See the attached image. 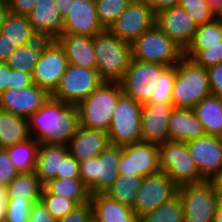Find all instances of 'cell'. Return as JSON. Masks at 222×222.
<instances>
[{"label": "cell", "mask_w": 222, "mask_h": 222, "mask_svg": "<svg viewBox=\"0 0 222 222\" xmlns=\"http://www.w3.org/2000/svg\"><path fill=\"white\" fill-rule=\"evenodd\" d=\"M158 147L160 171L166 173L178 186L206 180L191 157L187 142L168 139Z\"/></svg>", "instance_id": "7"}, {"label": "cell", "mask_w": 222, "mask_h": 222, "mask_svg": "<svg viewBox=\"0 0 222 222\" xmlns=\"http://www.w3.org/2000/svg\"><path fill=\"white\" fill-rule=\"evenodd\" d=\"M102 81L96 69L69 64L51 97L67 104L78 105Z\"/></svg>", "instance_id": "11"}, {"label": "cell", "mask_w": 222, "mask_h": 222, "mask_svg": "<svg viewBox=\"0 0 222 222\" xmlns=\"http://www.w3.org/2000/svg\"><path fill=\"white\" fill-rule=\"evenodd\" d=\"M30 137L40 144H68L80 126L77 105L50 98L27 118Z\"/></svg>", "instance_id": "1"}, {"label": "cell", "mask_w": 222, "mask_h": 222, "mask_svg": "<svg viewBox=\"0 0 222 222\" xmlns=\"http://www.w3.org/2000/svg\"><path fill=\"white\" fill-rule=\"evenodd\" d=\"M207 70L185 56L177 63L176 78L172 90L175 108H189L211 95Z\"/></svg>", "instance_id": "4"}, {"label": "cell", "mask_w": 222, "mask_h": 222, "mask_svg": "<svg viewBox=\"0 0 222 222\" xmlns=\"http://www.w3.org/2000/svg\"><path fill=\"white\" fill-rule=\"evenodd\" d=\"M50 193L73 200L77 205L90 201L91 194L80 178H54L43 185Z\"/></svg>", "instance_id": "31"}, {"label": "cell", "mask_w": 222, "mask_h": 222, "mask_svg": "<svg viewBox=\"0 0 222 222\" xmlns=\"http://www.w3.org/2000/svg\"><path fill=\"white\" fill-rule=\"evenodd\" d=\"M183 205L177 194L153 211L140 217V222H184Z\"/></svg>", "instance_id": "36"}, {"label": "cell", "mask_w": 222, "mask_h": 222, "mask_svg": "<svg viewBox=\"0 0 222 222\" xmlns=\"http://www.w3.org/2000/svg\"><path fill=\"white\" fill-rule=\"evenodd\" d=\"M193 110L207 135L220 136L222 133V98L211 94L197 103Z\"/></svg>", "instance_id": "28"}, {"label": "cell", "mask_w": 222, "mask_h": 222, "mask_svg": "<svg viewBox=\"0 0 222 222\" xmlns=\"http://www.w3.org/2000/svg\"><path fill=\"white\" fill-rule=\"evenodd\" d=\"M172 103H146L141 109V141L161 145L169 139L168 120Z\"/></svg>", "instance_id": "18"}, {"label": "cell", "mask_w": 222, "mask_h": 222, "mask_svg": "<svg viewBox=\"0 0 222 222\" xmlns=\"http://www.w3.org/2000/svg\"><path fill=\"white\" fill-rule=\"evenodd\" d=\"M200 174L210 180L222 168V143L219 136L205 135L187 142Z\"/></svg>", "instance_id": "19"}, {"label": "cell", "mask_w": 222, "mask_h": 222, "mask_svg": "<svg viewBox=\"0 0 222 222\" xmlns=\"http://www.w3.org/2000/svg\"><path fill=\"white\" fill-rule=\"evenodd\" d=\"M97 65L103 81L120 82L132 59L131 44L119 39L108 29L92 37Z\"/></svg>", "instance_id": "3"}, {"label": "cell", "mask_w": 222, "mask_h": 222, "mask_svg": "<svg viewBox=\"0 0 222 222\" xmlns=\"http://www.w3.org/2000/svg\"><path fill=\"white\" fill-rule=\"evenodd\" d=\"M122 93L120 82L102 81L77 105L80 126L108 133L117 99Z\"/></svg>", "instance_id": "2"}, {"label": "cell", "mask_w": 222, "mask_h": 222, "mask_svg": "<svg viewBox=\"0 0 222 222\" xmlns=\"http://www.w3.org/2000/svg\"><path fill=\"white\" fill-rule=\"evenodd\" d=\"M16 48L15 43L5 38V34L0 32V62L6 63Z\"/></svg>", "instance_id": "50"}, {"label": "cell", "mask_w": 222, "mask_h": 222, "mask_svg": "<svg viewBox=\"0 0 222 222\" xmlns=\"http://www.w3.org/2000/svg\"><path fill=\"white\" fill-rule=\"evenodd\" d=\"M19 174L6 148H0V185H7Z\"/></svg>", "instance_id": "43"}, {"label": "cell", "mask_w": 222, "mask_h": 222, "mask_svg": "<svg viewBox=\"0 0 222 222\" xmlns=\"http://www.w3.org/2000/svg\"><path fill=\"white\" fill-rule=\"evenodd\" d=\"M93 218L91 202L77 205L65 217L57 219L56 222H90Z\"/></svg>", "instance_id": "44"}, {"label": "cell", "mask_w": 222, "mask_h": 222, "mask_svg": "<svg viewBox=\"0 0 222 222\" xmlns=\"http://www.w3.org/2000/svg\"><path fill=\"white\" fill-rule=\"evenodd\" d=\"M143 178L139 176L119 175L105 194L111 199L133 208Z\"/></svg>", "instance_id": "35"}, {"label": "cell", "mask_w": 222, "mask_h": 222, "mask_svg": "<svg viewBox=\"0 0 222 222\" xmlns=\"http://www.w3.org/2000/svg\"><path fill=\"white\" fill-rule=\"evenodd\" d=\"M30 138L27 118L0 109V148H8Z\"/></svg>", "instance_id": "27"}, {"label": "cell", "mask_w": 222, "mask_h": 222, "mask_svg": "<svg viewBox=\"0 0 222 222\" xmlns=\"http://www.w3.org/2000/svg\"><path fill=\"white\" fill-rule=\"evenodd\" d=\"M32 30L39 36L57 39L63 31V18L58 13L54 0H36L27 15Z\"/></svg>", "instance_id": "21"}, {"label": "cell", "mask_w": 222, "mask_h": 222, "mask_svg": "<svg viewBox=\"0 0 222 222\" xmlns=\"http://www.w3.org/2000/svg\"><path fill=\"white\" fill-rule=\"evenodd\" d=\"M207 2L216 14L222 9V0H207Z\"/></svg>", "instance_id": "57"}, {"label": "cell", "mask_w": 222, "mask_h": 222, "mask_svg": "<svg viewBox=\"0 0 222 222\" xmlns=\"http://www.w3.org/2000/svg\"><path fill=\"white\" fill-rule=\"evenodd\" d=\"M169 139L188 142L207 135L193 109L175 108L168 120Z\"/></svg>", "instance_id": "24"}, {"label": "cell", "mask_w": 222, "mask_h": 222, "mask_svg": "<svg viewBox=\"0 0 222 222\" xmlns=\"http://www.w3.org/2000/svg\"><path fill=\"white\" fill-rule=\"evenodd\" d=\"M7 2L11 13L28 15L32 11L36 0H7Z\"/></svg>", "instance_id": "49"}, {"label": "cell", "mask_w": 222, "mask_h": 222, "mask_svg": "<svg viewBox=\"0 0 222 222\" xmlns=\"http://www.w3.org/2000/svg\"><path fill=\"white\" fill-rule=\"evenodd\" d=\"M191 59L205 69L222 63V45L207 46L206 49L199 50Z\"/></svg>", "instance_id": "42"}, {"label": "cell", "mask_w": 222, "mask_h": 222, "mask_svg": "<svg viewBox=\"0 0 222 222\" xmlns=\"http://www.w3.org/2000/svg\"><path fill=\"white\" fill-rule=\"evenodd\" d=\"M10 71L7 63L0 62V95L10 89Z\"/></svg>", "instance_id": "52"}, {"label": "cell", "mask_w": 222, "mask_h": 222, "mask_svg": "<svg viewBox=\"0 0 222 222\" xmlns=\"http://www.w3.org/2000/svg\"><path fill=\"white\" fill-rule=\"evenodd\" d=\"M9 13L10 9L7 0H0V31Z\"/></svg>", "instance_id": "56"}, {"label": "cell", "mask_w": 222, "mask_h": 222, "mask_svg": "<svg viewBox=\"0 0 222 222\" xmlns=\"http://www.w3.org/2000/svg\"><path fill=\"white\" fill-rule=\"evenodd\" d=\"M155 24L183 50L190 44L198 28L190 14L179 5L156 12Z\"/></svg>", "instance_id": "16"}, {"label": "cell", "mask_w": 222, "mask_h": 222, "mask_svg": "<svg viewBox=\"0 0 222 222\" xmlns=\"http://www.w3.org/2000/svg\"><path fill=\"white\" fill-rule=\"evenodd\" d=\"M69 9L62 33L93 37L105 30L99 23L95 0H73Z\"/></svg>", "instance_id": "20"}, {"label": "cell", "mask_w": 222, "mask_h": 222, "mask_svg": "<svg viewBox=\"0 0 222 222\" xmlns=\"http://www.w3.org/2000/svg\"><path fill=\"white\" fill-rule=\"evenodd\" d=\"M57 178H80L79 162L69 153L62 159L61 174Z\"/></svg>", "instance_id": "46"}, {"label": "cell", "mask_w": 222, "mask_h": 222, "mask_svg": "<svg viewBox=\"0 0 222 222\" xmlns=\"http://www.w3.org/2000/svg\"><path fill=\"white\" fill-rule=\"evenodd\" d=\"M31 73L11 69L10 71V88H25L33 85Z\"/></svg>", "instance_id": "48"}, {"label": "cell", "mask_w": 222, "mask_h": 222, "mask_svg": "<svg viewBox=\"0 0 222 222\" xmlns=\"http://www.w3.org/2000/svg\"><path fill=\"white\" fill-rule=\"evenodd\" d=\"M0 32L5 34V38L15 43L17 47L28 45L39 37L32 30L27 15H19L11 12L6 17Z\"/></svg>", "instance_id": "32"}, {"label": "cell", "mask_w": 222, "mask_h": 222, "mask_svg": "<svg viewBox=\"0 0 222 222\" xmlns=\"http://www.w3.org/2000/svg\"><path fill=\"white\" fill-rule=\"evenodd\" d=\"M184 222H214L219 196L210 180L178 186Z\"/></svg>", "instance_id": "10"}, {"label": "cell", "mask_w": 222, "mask_h": 222, "mask_svg": "<svg viewBox=\"0 0 222 222\" xmlns=\"http://www.w3.org/2000/svg\"><path fill=\"white\" fill-rule=\"evenodd\" d=\"M56 40L63 47L69 64L96 69L92 36L62 33Z\"/></svg>", "instance_id": "23"}, {"label": "cell", "mask_w": 222, "mask_h": 222, "mask_svg": "<svg viewBox=\"0 0 222 222\" xmlns=\"http://www.w3.org/2000/svg\"><path fill=\"white\" fill-rule=\"evenodd\" d=\"M7 205V187L0 185V222H4Z\"/></svg>", "instance_id": "53"}, {"label": "cell", "mask_w": 222, "mask_h": 222, "mask_svg": "<svg viewBox=\"0 0 222 222\" xmlns=\"http://www.w3.org/2000/svg\"><path fill=\"white\" fill-rule=\"evenodd\" d=\"M219 138H220V140H221V143H222V133L220 134Z\"/></svg>", "instance_id": "61"}, {"label": "cell", "mask_w": 222, "mask_h": 222, "mask_svg": "<svg viewBox=\"0 0 222 222\" xmlns=\"http://www.w3.org/2000/svg\"><path fill=\"white\" fill-rule=\"evenodd\" d=\"M90 222H98L96 219L92 218Z\"/></svg>", "instance_id": "60"}, {"label": "cell", "mask_w": 222, "mask_h": 222, "mask_svg": "<svg viewBox=\"0 0 222 222\" xmlns=\"http://www.w3.org/2000/svg\"><path fill=\"white\" fill-rule=\"evenodd\" d=\"M211 93L222 98V63L206 69Z\"/></svg>", "instance_id": "45"}, {"label": "cell", "mask_w": 222, "mask_h": 222, "mask_svg": "<svg viewBox=\"0 0 222 222\" xmlns=\"http://www.w3.org/2000/svg\"><path fill=\"white\" fill-rule=\"evenodd\" d=\"M50 96L36 84L25 88H10L0 95V109L28 118L42 107Z\"/></svg>", "instance_id": "17"}, {"label": "cell", "mask_w": 222, "mask_h": 222, "mask_svg": "<svg viewBox=\"0 0 222 222\" xmlns=\"http://www.w3.org/2000/svg\"><path fill=\"white\" fill-rule=\"evenodd\" d=\"M212 182L215 192L219 198H222V168L210 179Z\"/></svg>", "instance_id": "55"}, {"label": "cell", "mask_w": 222, "mask_h": 222, "mask_svg": "<svg viewBox=\"0 0 222 222\" xmlns=\"http://www.w3.org/2000/svg\"><path fill=\"white\" fill-rule=\"evenodd\" d=\"M122 147L109 144L98 157L79 162L80 179L91 195L105 193L119 176Z\"/></svg>", "instance_id": "6"}, {"label": "cell", "mask_w": 222, "mask_h": 222, "mask_svg": "<svg viewBox=\"0 0 222 222\" xmlns=\"http://www.w3.org/2000/svg\"><path fill=\"white\" fill-rule=\"evenodd\" d=\"M93 218L98 222H140L133 209L111 199L105 193L91 195Z\"/></svg>", "instance_id": "25"}, {"label": "cell", "mask_w": 222, "mask_h": 222, "mask_svg": "<svg viewBox=\"0 0 222 222\" xmlns=\"http://www.w3.org/2000/svg\"><path fill=\"white\" fill-rule=\"evenodd\" d=\"M68 153L66 144H40L35 173L43 185L61 174L62 159Z\"/></svg>", "instance_id": "26"}, {"label": "cell", "mask_w": 222, "mask_h": 222, "mask_svg": "<svg viewBox=\"0 0 222 222\" xmlns=\"http://www.w3.org/2000/svg\"><path fill=\"white\" fill-rule=\"evenodd\" d=\"M214 45H222V24L217 18L198 26L192 41L184 50V56L191 59L199 50Z\"/></svg>", "instance_id": "33"}, {"label": "cell", "mask_w": 222, "mask_h": 222, "mask_svg": "<svg viewBox=\"0 0 222 222\" xmlns=\"http://www.w3.org/2000/svg\"><path fill=\"white\" fill-rule=\"evenodd\" d=\"M214 222H222V198H219V201L216 207Z\"/></svg>", "instance_id": "58"}, {"label": "cell", "mask_w": 222, "mask_h": 222, "mask_svg": "<svg viewBox=\"0 0 222 222\" xmlns=\"http://www.w3.org/2000/svg\"><path fill=\"white\" fill-rule=\"evenodd\" d=\"M50 39L38 37L28 45L17 47L6 62L11 69L31 73L39 61L44 45Z\"/></svg>", "instance_id": "30"}, {"label": "cell", "mask_w": 222, "mask_h": 222, "mask_svg": "<svg viewBox=\"0 0 222 222\" xmlns=\"http://www.w3.org/2000/svg\"><path fill=\"white\" fill-rule=\"evenodd\" d=\"M118 172L119 175L139 177L158 174L160 172L158 145L140 141L122 146Z\"/></svg>", "instance_id": "15"}, {"label": "cell", "mask_w": 222, "mask_h": 222, "mask_svg": "<svg viewBox=\"0 0 222 222\" xmlns=\"http://www.w3.org/2000/svg\"><path fill=\"white\" fill-rule=\"evenodd\" d=\"M40 201L56 220L65 217L77 206L73 200L67 199L64 196L52 194L44 186Z\"/></svg>", "instance_id": "38"}, {"label": "cell", "mask_w": 222, "mask_h": 222, "mask_svg": "<svg viewBox=\"0 0 222 222\" xmlns=\"http://www.w3.org/2000/svg\"><path fill=\"white\" fill-rule=\"evenodd\" d=\"M57 220L45 208L41 201L32 205L28 222H56Z\"/></svg>", "instance_id": "47"}, {"label": "cell", "mask_w": 222, "mask_h": 222, "mask_svg": "<svg viewBox=\"0 0 222 222\" xmlns=\"http://www.w3.org/2000/svg\"><path fill=\"white\" fill-rule=\"evenodd\" d=\"M216 18L222 24V9L216 14Z\"/></svg>", "instance_id": "59"}, {"label": "cell", "mask_w": 222, "mask_h": 222, "mask_svg": "<svg viewBox=\"0 0 222 222\" xmlns=\"http://www.w3.org/2000/svg\"><path fill=\"white\" fill-rule=\"evenodd\" d=\"M167 66L131 59L120 81L123 93L141 105L157 103L158 77Z\"/></svg>", "instance_id": "8"}, {"label": "cell", "mask_w": 222, "mask_h": 222, "mask_svg": "<svg viewBox=\"0 0 222 222\" xmlns=\"http://www.w3.org/2000/svg\"><path fill=\"white\" fill-rule=\"evenodd\" d=\"M176 72L177 64L167 66L158 77L157 103H172V90Z\"/></svg>", "instance_id": "40"}, {"label": "cell", "mask_w": 222, "mask_h": 222, "mask_svg": "<svg viewBox=\"0 0 222 222\" xmlns=\"http://www.w3.org/2000/svg\"><path fill=\"white\" fill-rule=\"evenodd\" d=\"M109 144L108 133L79 126L67 146L69 154L80 162L98 157Z\"/></svg>", "instance_id": "22"}, {"label": "cell", "mask_w": 222, "mask_h": 222, "mask_svg": "<svg viewBox=\"0 0 222 222\" xmlns=\"http://www.w3.org/2000/svg\"><path fill=\"white\" fill-rule=\"evenodd\" d=\"M179 6L190 14L197 26L216 18V13L209 7L207 0H180Z\"/></svg>", "instance_id": "39"}, {"label": "cell", "mask_w": 222, "mask_h": 222, "mask_svg": "<svg viewBox=\"0 0 222 222\" xmlns=\"http://www.w3.org/2000/svg\"><path fill=\"white\" fill-rule=\"evenodd\" d=\"M151 7L155 13L160 10L179 5L180 0H141Z\"/></svg>", "instance_id": "51"}, {"label": "cell", "mask_w": 222, "mask_h": 222, "mask_svg": "<svg viewBox=\"0 0 222 222\" xmlns=\"http://www.w3.org/2000/svg\"><path fill=\"white\" fill-rule=\"evenodd\" d=\"M177 193L178 185L166 173L160 171L143 178L132 209L140 218L171 200Z\"/></svg>", "instance_id": "14"}, {"label": "cell", "mask_w": 222, "mask_h": 222, "mask_svg": "<svg viewBox=\"0 0 222 222\" xmlns=\"http://www.w3.org/2000/svg\"><path fill=\"white\" fill-rule=\"evenodd\" d=\"M131 53L133 59L163 66L175 65L184 56V50L156 24L131 44Z\"/></svg>", "instance_id": "5"}, {"label": "cell", "mask_w": 222, "mask_h": 222, "mask_svg": "<svg viewBox=\"0 0 222 222\" xmlns=\"http://www.w3.org/2000/svg\"><path fill=\"white\" fill-rule=\"evenodd\" d=\"M42 189L35 172L19 173L7 185V200L40 201Z\"/></svg>", "instance_id": "29"}, {"label": "cell", "mask_w": 222, "mask_h": 222, "mask_svg": "<svg viewBox=\"0 0 222 222\" xmlns=\"http://www.w3.org/2000/svg\"><path fill=\"white\" fill-rule=\"evenodd\" d=\"M36 202L7 200L4 222H28L32 205Z\"/></svg>", "instance_id": "41"}, {"label": "cell", "mask_w": 222, "mask_h": 222, "mask_svg": "<svg viewBox=\"0 0 222 222\" xmlns=\"http://www.w3.org/2000/svg\"><path fill=\"white\" fill-rule=\"evenodd\" d=\"M69 63L63 47L56 39L49 40L32 72L33 82L50 95L57 88Z\"/></svg>", "instance_id": "12"}, {"label": "cell", "mask_w": 222, "mask_h": 222, "mask_svg": "<svg viewBox=\"0 0 222 222\" xmlns=\"http://www.w3.org/2000/svg\"><path fill=\"white\" fill-rule=\"evenodd\" d=\"M131 1L132 0H95L97 16L102 27L109 29Z\"/></svg>", "instance_id": "37"}, {"label": "cell", "mask_w": 222, "mask_h": 222, "mask_svg": "<svg viewBox=\"0 0 222 222\" xmlns=\"http://www.w3.org/2000/svg\"><path fill=\"white\" fill-rule=\"evenodd\" d=\"M40 143L30 137L24 142L6 148L15 169L19 173L35 172Z\"/></svg>", "instance_id": "34"}, {"label": "cell", "mask_w": 222, "mask_h": 222, "mask_svg": "<svg viewBox=\"0 0 222 222\" xmlns=\"http://www.w3.org/2000/svg\"><path fill=\"white\" fill-rule=\"evenodd\" d=\"M156 13L145 2L132 0L109 27L119 39L132 44L143 32L155 25Z\"/></svg>", "instance_id": "13"}, {"label": "cell", "mask_w": 222, "mask_h": 222, "mask_svg": "<svg viewBox=\"0 0 222 222\" xmlns=\"http://www.w3.org/2000/svg\"><path fill=\"white\" fill-rule=\"evenodd\" d=\"M141 109L142 105L126 94L118 97L108 131L110 144L122 147L141 141Z\"/></svg>", "instance_id": "9"}, {"label": "cell", "mask_w": 222, "mask_h": 222, "mask_svg": "<svg viewBox=\"0 0 222 222\" xmlns=\"http://www.w3.org/2000/svg\"><path fill=\"white\" fill-rule=\"evenodd\" d=\"M58 13L64 19L69 12L73 0H54Z\"/></svg>", "instance_id": "54"}]
</instances>
